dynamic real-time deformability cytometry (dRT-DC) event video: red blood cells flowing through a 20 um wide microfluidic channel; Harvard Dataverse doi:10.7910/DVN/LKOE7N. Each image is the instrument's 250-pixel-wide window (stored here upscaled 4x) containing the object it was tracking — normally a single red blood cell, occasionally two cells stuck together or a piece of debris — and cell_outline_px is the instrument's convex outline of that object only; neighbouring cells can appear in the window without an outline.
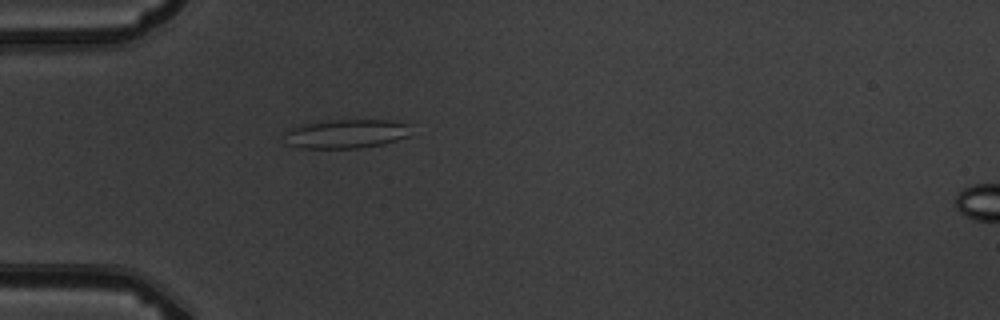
{"species": "common noctule bat (a hibernating species)", "species_latin": "Nyctalus noctula", "temperature_condition": "warm", "stored_images_in_passage": 1, "camera_frame_rate_fps": 3000, "um_per_image_px": 0.085, "animal": {"sex": "male", "body_mass_g": 19.5, "forearm_length_mm": 54.6}, "frame": {"image": 1, "passage_image": 1, "time_ms": 0.0, "image_size_px": [1000, 320], "cell_outline_px": [[412, 124], [408, 136], [384, 144], [360, 148], [300, 148], [288, 144], [284, 132], [292, 124], [332, 120], [392, 120]], "centroid_in_image_um": [29.4, 11.35], "position_along_channel_um": 55.6, "area_um2": 21.85}}